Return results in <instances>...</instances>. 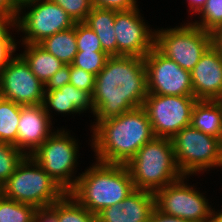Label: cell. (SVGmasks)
Returning a JSON list of instances; mask_svg holds the SVG:
<instances>
[{
  "mask_svg": "<svg viewBox=\"0 0 222 222\" xmlns=\"http://www.w3.org/2000/svg\"><path fill=\"white\" fill-rule=\"evenodd\" d=\"M148 95L144 58L110 56L96 75L92 94L96 122L141 107Z\"/></svg>",
  "mask_w": 222,
  "mask_h": 222,
  "instance_id": "6da1fadb",
  "label": "cell"
},
{
  "mask_svg": "<svg viewBox=\"0 0 222 222\" xmlns=\"http://www.w3.org/2000/svg\"><path fill=\"white\" fill-rule=\"evenodd\" d=\"M92 125L90 146L96 160L103 163L126 164L156 137L142 106Z\"/></svg>",
  "mask_w": 222,
  "mask_h": 222,
  "instance_id": "7a4b0ae2",
  "label": "cell"
},
{
  "mask_svg": "<svg viewBox=\"0 0 222 222\" xmlns=\"http://www.w3.org/2000/svg\"><path fill=\"white\" fill-rule=\"evenodd\" d=\"M135 190L126 164L103 163L96 160L77 179L68 192L89 212L120 204Z\"/></svg>",
  "mask_w": 222,
  "mask_h": 222,
  "instance_id": "3957f363",
  "label": "cell"
},
{
  "mask_svg": "<svg viewBox=\"0 0 222 222\" xmlns=\"http://www.w3.org/2000/svg\"><path fill=\"white\" fill-rule=\"evenodd\" d=\"M126 166L135 189L153 193L184 176L177 166L173 143L169 138L155 137L147 142Z\"/></svg>",
  "mask_w": 222,
  "mask_h": 222,
  "instance_id": "277c9868",
  "label": "cell"
},
{
  "mask_svg": "<svg viewBox=\"0 0 222 222\" xmlns=\"http://www.w3.org/2000/svg\"><path fill=\"white\" fill-rule=\"evenodd\" d=\"M66 191L32 158L25 156L14 173L2 185V195L19 203L47 208Z\"/></svg>",
  "mask_w": 222,
  "mask_h": 222,
  "instance_id": "5b68a950",
  "label": "cell"
},
{
  "mask_svg": "<svg viewBox=\"0 0 222 222\" xmlns=\"http://www.w3.org/2000/svg\"><path fill=\"white\" fill-rule=\"evenodd\" d=\"M175 159L184 176L222 169V140L193 128L181 129L172 138ZM214 167V168H213Z\"/></svg>",
  "mask_w": 222,
  "mask_h": 222,
  "instance_id": "8992f818",
  "label": "cell"
},
{
  "mask_svg": "<svg viewBox=\"0 0 222 222\" xmlns=\"http://www.w3.org/2000/svg\"><path fill=\"white\" fill-rule=\"evenodd\" d=\"M69 134L66 129L58 128L31 154L43 170L66 192L75 186L79 177H73L78 164L79 145Z\"/></svg>",
  "mask_w": 222,
  "mask_h": 222,
  "instance_id": "52a82bcc",
  "label": "cell"
},
{
  "mask_svg": "<svg viewBox=\"0 0 222 222\" xmlns=\"http://www.w3.org/2000/svg\"><path fill=\"white\" fill-rule=\"evenodd\" d=\"M212 45L211 32L192 22L175 28L155 29V47L180 67L191 71Z\"/></svg>",
  "mask_w": 222,
  "mask_h": 222,
  "instance_id": "ba28073f",
  "label": "cell"
},
{
  "mask_svg": "<svg viewBox=\"0 0 222 222\" xmlns=\"http://www.w3.org/2000/svg\"><path fill=\"white\" fill-rule=\"evenodd\" d=\"M26 7L30 10H24V13L23 9ZM74 25L73 19L61 6L49 0H41L19 8L14 29L25 34L21 39L22 43L39 44L45 38Z\"/></svg>",
  "mask_w": 222,
  "mask_h": 222,
  "instance_id": "9c48e42d",
  "label": "cell"
},
{
  "mask_svg": "<svg viewBox=\"0 0 222 222\" xmlns=\"http://www.w3.org/2000/svg\"><path fill=\"white\" fill-rule=\"evenodd\" d=\"M194 96H172L148 93L142 107L147 113L156 137L171 139L184 127L190 126Z\"/></svg>",
  "mask_w": 222,
  "mask_h": 222,
  "instance_id": "30bf717a",
  "label": "cell"
},
{
  "mask_svg": "<svg viewBox=\"0 0 222 222\" xmlns=\"http://www.w3.org/2000/svg\"><path fill=\"white\" fill-rule=\"evenodd\" d=\"M183 176L154 193L155 207L162 213L191 222H210L212 207L204 193L190 186Z\"/></svg>",
  "mask_w": 222,
  "mask_h": 222,
  "instance_id": "8fae6325",
  "label": "cell"
},
{
  "mask_svg": "<svg viewBox=\"0 0 222 222\" xmlns=\"http://www.w3.org/2000/svg\"><path fill=\"white\" fill-rule=\"evenodd\" d=\"M148 93L194 96L190 71L164 56L156 47L144 57Z\"/></svg>",
  "mask_w": 222,
  "mask_h": 222,
  "instance_id": "7c38bea8",
  "label": "cell"
},
{
  "mask_svg": "<svg viewBox=\"0 0 222 222\" xmlns=\"http://www.w3.org/2000/svg\"><path fill=\"white\" fill-rule=\"evenodd\" d=\"M15 55L0 72L2 98L22 106L43 104L44 84L32 73L27 62L19 54Z\"/></svg>",
  "mask_w": 222,
  "mask_h": 222,
  "instance_id": "4fadbf2b",
  "label": "cell"
},
{
  "mask_svg": "<svg viewBox=\"0 0 222 222\" xmlns=\"http://www.w3.org/2000/svg\"><path fill=\"white\" fill-rule=\"evenodd\" d=\"M139 8L115 11L117 56L142 57L155 47V30L145 23Z\"/></svg>",
  "mask_w": 222,
  "mask_h": 222,
  "instance_id": "5bb4252c",
  "label": "cell"
},
{
  "mask_svg": "<svg viewBox=\"0 0 222 222\" xmlns=\"http://www.w3.org/2000/svg\"><path fill=\"white\" fill-rule=\"evenodd\" d=\"M197 100H217L222 96V54L211 45L190 71Z\"/></svg>",
  "mask_w": 222,
  "mask_h": 222,
  "instance_id": "9a60e30c",
  "label": "cell"
},
{
  "mask_svg": "<svg viewBox=\"0 0 222 222\" xmlns=\"http://www.w3.org/2000/svg\"><path fill=\"white\" fill-rule=\"evenodd\" d=\"M51 125V119L42 104L21 105L17 149L26 156L31 155L53 133Z\"/></svg>",
  "mask_w": 222,
  "mask_h": 222,
  "instance_id": "2e32d148",
  "label": "cell"
},
{
  "mask_svg": "<svg viewBox=\"0 0 222 222\" xmlns=\"http://www.w3.org/2000/svg\"><path fill=\"white\" fill-rule=\"evenodd\" d=\"M154 208V193L135 189L120 204L101 210L97 222H148Z\"/></svg>",
  "mask_w": 222,
  "mask_h": 222,
  "instance_id": "e0dca14e",
  "label": "cell"
},
{
  "mask_svg": "<svg viewBox=\"0 0 222 222\" xmlns=\"http://www.w3.org/2000/svg\"><path fill=\"white\" fill-rule=\"evenodd\" d=\"M43 107L50 119L49 111L54 110L58 113L67 115L70 113H83L84 111L91 110L94 114L93 98L89 92L79 90L72 84H66L60 89L51 91H44Z\"/></svg>",
  "mask_w": 222,
  "mask_h": 222,
  "instance_id": "ac0fdd59",
  "label": "cell"
},
{
  "mask_svg": "<svg viewBox=\"0 0 222 222\" xmlns=\"http://www.w3.org/2000/svg\"><path fill=\"white\" fill-rule=\"evenodd\" d=\"M114 20V10L93 7L84 21L97 34L103 51L109 56H117Z\"/></svg>",
  "mask_w": 222,
  "mask_h": 222,
  "instance_id": "d6986e66",
  "label": "cell"
},
{
  "mask_svg": "<svg viewBox=\"0 0 222 222\" xmlns=\"http://www.w3.org/2000/svg\"><path fill=\"white\" fill-rule=\"evenodd\" d=\"M25 46L23 53L19 55L27 62L32 73L45 85V83L63 65L58 58L47 52L39 44L21 43Z\"/></svg>",
  "mask_w": 222,
  "mask_h": 222,
  "instance_id": "ffe728a7",
  "label": "cell"
},
{
  "mask_svg": "<svg viewBox=\"0 0 222 222\" xmlns=\"http://www.w3.org/2000/svg\"><path fill=\"white\" fill-rule=\"evenodd\" d=\"M190 125L222 140V111L217 100H197Z\"/></svg>",
  "mask_w": 222,
  "mask_h": 222,
  "instance_id": "44dd1931",
  "label": "cell"
},
{
  "mask_svg": "<svg viewBox=\"0 0 222 222\" xmlns=\"http://www.w3.org/2000/svg\"><path fill=\"white\" fill-rule=\"evenodd\" d=\"M47 52L58 58L63 64L71 65L78 52L76 44V23L74 27L57 32L39 43Z\"/></svg>",
  "mask_w": 222,
  "mask_h": 222,
  "instance_id": "7402d4cb",
  "label": "cell"
},
{
  "mask_svg": "<svg viewBox=\"0 0 222 222\" xmlns=\"http://www.w3.org/2000/svg\"><path fill=\"white\" fill-rule=\"evenodd\" d=\"M49 208L56 214L58 222H97V216L89 212L68 192Z\"/></svg>",
  "mask_w": 222,
  "mask_h": 222,
  "instance_id": "603a6c76",
  "label": "cell"
},
{
  "mask_svg": "<svg viewBox=\"0 0 222 222\" xmlns=\"http://www.w3.org/2000/svg\"><path fill=\"white\" fill-rule=\"evenodd\" d=\"M20 110L21 105L4 98L0 99V141L16 148Z\"/></svg>",
  "mask_w": 222,
  "mask_h": 222,
  "instance_id": "cb8c5ba5",
  "label": "cell"
},
{
  "mask_svg": "<svg viewBox=\"0 0 222 222\" xmlns=\"http://www.w3.org/2000/svg\"><path fill=\"white\" fill-rule=\"evenodd\" d=\"M37 208L0 196V222H33Z\"/></svg>",
  "mask_w": 222,
  "mask_h": 222,
  "instance_id": "d4e9b609",
  "label": "cell"
},
{
  "mask_svg": "<svg viewBox=\"0 0 222 222\" xmlns=\"http://www.w3.org/2000/svg\"><path fill=\"white\" fill-rule=\"evenodd\" d=\"M26 155L14 145L0 141V185L14 173Z\"/></svg>",
  "mask_w": 222,
  "mask_h": 222,
  "instance_id": "484cf974",
  "label": "cell"
},
{
  "mask_svg": "<svg viewBox=\"0 0 222 222\" xmlns=\"http://www.w3.org/2000/svg\"><path fill=\"white\" fill-rule=\"evenodd\" d=\"M198 14L200 21L195 20L192 23L205 31L213 32L222 25V0H207Z\"/></svg>",
  "mask_w": 222,
  "mask_h": 222,
  "instance_id": "4316f807",
  "label": "cell"
},
{
  "mask_svg": "<svg viewBox=\"0 0 222 222\" xmlns=\"http://www.w3.org/2000/svg\"><path fill=\"white\" fill-rule=\"evenodd\" d=\"M109 57L104 51H78L72 65L96 76L103 69Z\"/></svg>",
  "mask_w": 222,
  "mask_h": 222,
  "instance_id": "83f0119b",
  "label": "cell"
},
{
  "mask_svg": "<svg viewBox=\"0 0 222 222\" xmlns=\"http://www.w3.org/2000/svg\"><path fill=\"white\" fill-rule=\"evenodd\" d=\"M76 44L78 51H103L97 34L84 22H76Z\"/></svg>",
  "mask_w": 222,
  "mask_h": 222,
  "instance_id": "f1b7e54d",
  "label": "cell"
},
{
  "mask_svg": "<svg viewBox=\"0 0 222 222\" xmlns=\"http://www.w3.org/2000/svg\"><path fill=\"white\" fill-rule=\"evenodd\" d=\"M61 6L66 13L76 22H84L93 9L92 0H49Z\"/></svg>",
  "mask_w": 222,
  "mask_h": 222,
  "instance_id": "f546056e",
  "label": "cell"
},
{
  "mask_svg": "<svg viewBox=\"0 0 222 222\" xmlns=\"http://www.w3.org/2000/svg\"><path fill=\"white\" fill-rule=\"evenodd\" d=\"M96 76L82 68L70 65V84L79 90L93 94Z\"/></svg>",
  "mask_w": 222,
  "mask_h": 222,
  "instance_id": "4dcf8cb0",
  "label": "cell"
},
{
  "mask_svg": "<svg viewBox=\"0 0 222 222\" xmlns=\"http://www.w3.org/2000/svg\"><path fill=\"white\" fill-rule=\"evenodd\" d=\"M93 6L114 11H130L138 8L137 0H92Z\"/></svg>",
  "mask_w": 222,
  "mask_h": 222,
  "instance_id": "1f68e13d",
  "label": "cell"
},
{
  "mask_svg": "<svg viewBox=\"0 0 222 222\" xmlns=\"http://www.w3.org/2000/svg\"><path fill=\"white\" fill-rule=\"evenodd\" d=\"M70 83V65H63L53 76L45 83L44 91L60 89L62 86Z\"/></svg>",
  "mask_w": 222,
  "mask_h": 222,
  "instance_id": "d6a6232c",
  "label": "cell"
},
{
  "mask_svg": "<svg viewBox=\"0 0 222 222\" xmlns=\"http://www.w3.org/2000/svg\"><path fill=\"white\" fill-rule=\"evenodd\" d=\"M16 40H0V72L14 58Z\"/></svg>",
  "mask_w": 222,
  "mask_h": 222,
  "instance_id": "836d02e7",
  "label": "cell"
},
{
  "mask_svg": "<svg viewBox=\"0 0 222 222\" xmlns=\"http://www.w3.org/2000/svg\"><path fill=\"white\" fill-rule=\"evenodd\" d=\"M17 15L0 13V40H15L10 28H16ZM11 33V34H10Z\"/></svg>",
  "mask_w": 222,
  "mask_h": 222,
  "instance_id": "e575fe53",
  "label": "cell"
},
{
  "mask_svg": "<svg viewBox=\"0 0 222 222\" xmlns=\"http://www.w3.org/2000/svg\"><path fill=\"white\" fill-rule=\"evenodd\" d=\"M148 222H191L178 218L175 216H170L165 213H162L156 207L153 209Z\"/></svg>",
  "mask_w": 222,
  "mask_h": 222,
  "instance_id": "d590c367",
  "label": "cell"
},
{
  "mask_svg": "<svg viewBox=\"0 0 222 222\" xmlns=\"http://www.w3.org/2000/svg\"><path fill=\"white\" fill-rule=\"evenodd\" d=\"M33 222H58L56 214L49 208L36 210Z\"/></svg>",
  "mask_w": 222,
  "mask_h": 222,
  "instance_id": "8d00e7d4",
  "label": "cell"
},
{
  "mask_svg": "<svg viewBox=\"0 0 222 222\" xmlns=\"http://www.w3.org/2000/svg\"><path fill=\"white\" fill-rule=\"evenodd\" d=\"M19 7L15 0H0V13L18 15Z\"/></svg>",
  "mask_w": 222,
  "mask_h": 222,
  "instance_id": "74e56055",
  "label": "cell"
},
{
  "mask_svg": "<svg viewBox=\"0 0 222 222\" xmlns=\"http://www.w3.org/2000/svg\"><path fill=\"white\" fill-rule=\"evenodd\" d=\"M212 34V45L222 54V25L217 27Z\"/></svg>",
  "mask_w": 222,
  "mask_h": 222,
  "instance_id": "f35d334b",
  "label": "cell"
},
{
  "mask_svg": "<svg viewBox=\"0 0 222 222\" xmlns=\"http://www.w3.org/2000/svg\"><path fill=\"white\" fill-rule=\"evenodd\" d=\"M207 0H187L190 10H192V15L201 11V9L205 6Z\"/></svg>",
  "mask_w": 222,
  "mask_h": 222,
  "instance_id": "ab89813d",
  "label": "cell"
},
{
  "mask_svg": "<svg viewBox=\"0 0 222 222\" xmlns=\"http://www.w3.org/2000/svg\"><path fill=\"white\" fill-rule=\"evenodd\" d=\"M215 208H212L211 221L210 222H222V211H215ZM219 211V212H218Z\"/></svg>",
  "mask_w": 222,
  "mask_h": 222,
  "instance_id": "60d3db41",
  "label": "cell"
},
{
  "mask_svg": "<svg viewBox=\"0 0 222 222\" xmlns=\"http://www.w3.org/2000/svg\"><path fill=\"white\" fill-rule=\"evenodd\" d=\"M18 7L21 8L23 6H25L26 4L32 3V2H36V1H41V0H15Z\"/></svg>",
  "mask_w": 222,
  "mask_h": 222,
  "instance_id": "b9f144b4",
  "label": "cell"
},
{
  "mask_svg": "<svg viewBox=\"0 0 222 222\" xmlns=\"http://www.w3.org/2000/svg\"><path fill=\"white\" fill-rule=\"evenodd\" d=\"M218 104L220 105L221 111H222V96L217 99Z\"/></svg>",
  "mask_w": 222,
  "mask_h": 222,
  "instance_id": "7bdbcfd3",
  "label": "cell"
},
{
  "mask_svg": "<svg viewBox=\"0 0 222 222\" xmlns=\"http://www.w3.org/2000/svg\"><path fill=\"white\" fill-rule=\"evenodd\" d=\"M2 195V186L0 185V196Z\"/></svg>",
  "mask_w": 222,
  "mask_h": 222,
  "instance_id": "ee69618b",
  "label": "cell"
}]
</instances>
